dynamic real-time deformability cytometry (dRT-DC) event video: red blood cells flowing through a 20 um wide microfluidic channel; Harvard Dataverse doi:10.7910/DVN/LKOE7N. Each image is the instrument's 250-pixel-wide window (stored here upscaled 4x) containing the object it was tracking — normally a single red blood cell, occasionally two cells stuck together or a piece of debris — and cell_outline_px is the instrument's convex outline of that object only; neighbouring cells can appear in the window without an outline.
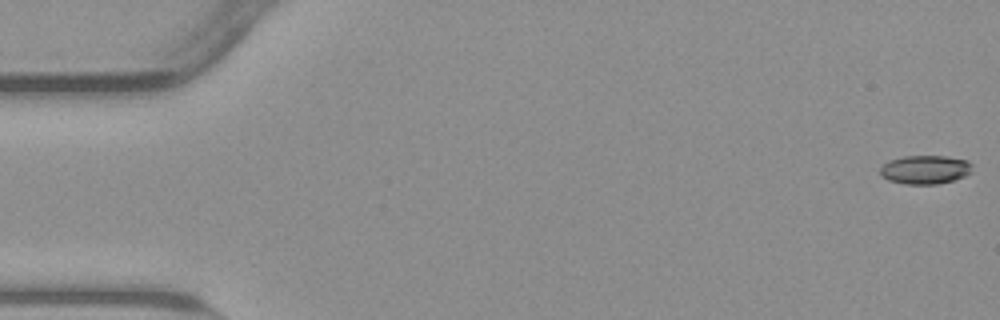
{"species": "common noctule bat (a hibernating species)", "species_latin": "Nyctalus noctula", "temperature_condition": "warm", "stored_images_in_passage": 55, "camera_frame_rate_fps": 3000, "um_per_image_px": 0.085, "animal": {"sex": "male", "body_mass_g": 23.1, "forearm_length_mm": 52.7}, "frame": {"image": 1, "passage_image": 1, "time_ms": 0.0, "image_size_px": [1000, 320], "cell_outline_px": [[972, 172], [964, 176], [952, 180], [936, 184], [904, 184], [888, 180], [880, 176], [880, 168], [888, 160], [904, 156], [944, 156], [968, 160], [972, 164]], "centroid_in_image_um": [78.62, 14.41], "position_along_channel_um": 6.4, "area_um2": 15.49}}
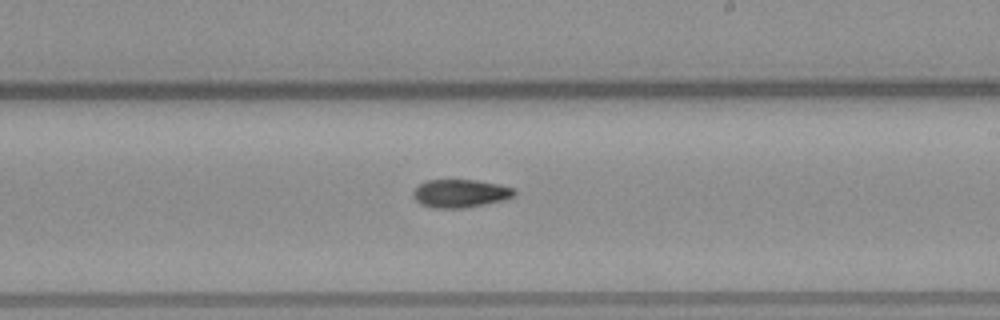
{"frame": {"image": 2, "passage_image": 32, "time_ms": 10.333, "image_size_px": [1000, 320], "cell_outline_px": [[516, 196], [504, 200], [464, 208], [432, 208], [420, 204], [412, 196], [412, 192], [420, 184], [428, 180], [476, 180], [516, 188]], "centroid_in_image_um": [39.14, 16.45], "position_along_channel_um": 249.9, "area_um2": 16.65}}
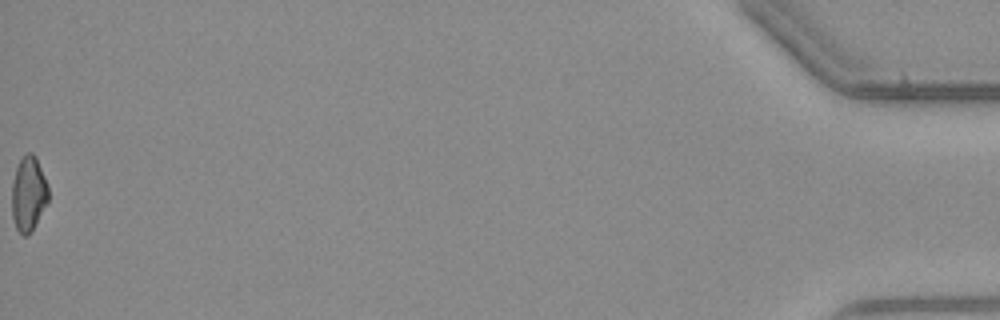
{"frame": {"image": 3, "passage_image": 55, "time_ms": 18.0, "image_size_px": [1000, 320], "cell_outline_px": [[48, 200], [28, 236], [24, 236], [16, 228], [12, 216], [12, 184], [16, 168], [20, 160], [28, 152], [32, 152], [36, 156], [44, 176], [48, 188]], "centroid_in_image_um": [2.41, 16.46], "position_along_channel_um": 432.8, "area_um2": 15.61}}